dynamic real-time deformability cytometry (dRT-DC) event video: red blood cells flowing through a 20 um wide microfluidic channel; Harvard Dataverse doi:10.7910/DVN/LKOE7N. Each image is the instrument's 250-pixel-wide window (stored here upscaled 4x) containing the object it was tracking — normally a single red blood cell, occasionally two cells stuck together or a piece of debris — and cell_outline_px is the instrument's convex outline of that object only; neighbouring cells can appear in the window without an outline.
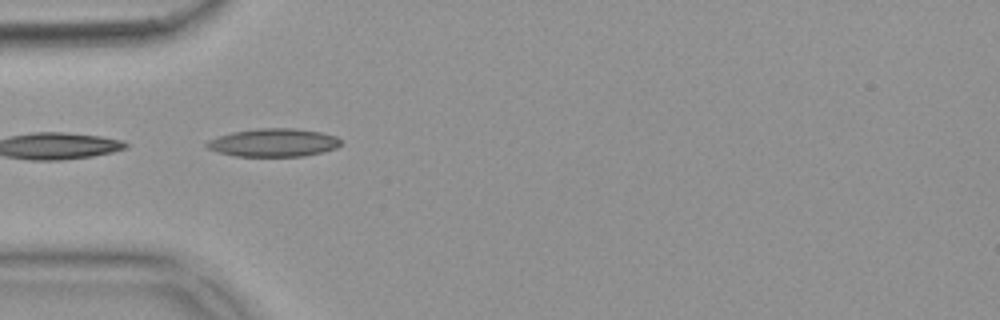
{"species": "common noctule bat (a hibernating species)", "species_latin": "Nyctalus noctula", "temperature_condition": "warm", "stored_images_in_passage": 5, "camera_frame_rate_fps": 3000, "um_per_image_px": 0.085, "animal": {"sex": "female", "body_mass_g": 18.4}, "frame": {"image": 1, "passage_image": 1, "time_ms": 0.0, "image_size_px": [1000, 320], "cell_outline_px": [[340, 144], [336, 148], [324, 152], [304, 156], [236, 156], [216, 152], [208, 148], [204, 144], [208, 140], [232, 132], [260, 128], [296, 128], [320, 132], [336, 136], [340, 140]], "centroid_in_image_um": [23.25, 12.12], "position_along_channel_um": 61.8, "area_um2": 21.96}}